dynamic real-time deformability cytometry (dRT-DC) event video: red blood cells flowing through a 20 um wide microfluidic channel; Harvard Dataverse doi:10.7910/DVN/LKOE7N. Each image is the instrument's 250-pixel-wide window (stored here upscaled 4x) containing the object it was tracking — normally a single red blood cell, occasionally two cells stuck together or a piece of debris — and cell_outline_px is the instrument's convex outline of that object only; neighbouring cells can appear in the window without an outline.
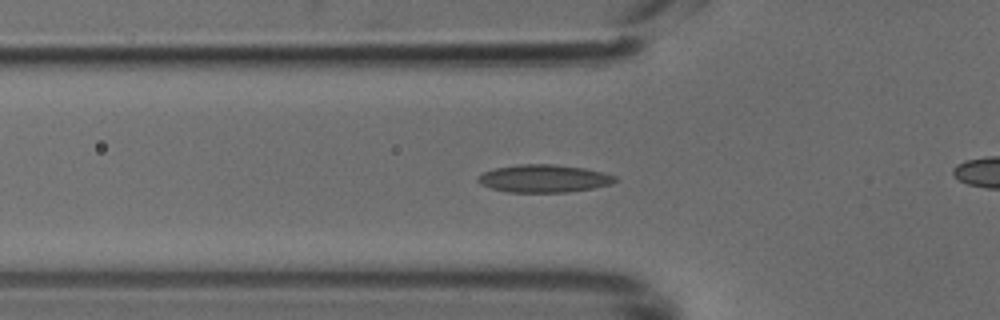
{"species": "common noctule bat (a hibernating species)", "species_latin": "Nyctalus noctula", "temperature_condition": "cold", "stored_images_in_passage": 41, "camera_frame_rate_fps": 3000, "um_per_image_px": 0.085, "animal": {"sex": "male", "body_mass_g": 18.8}, "frame": {"image": 1, "passage_image": 17, "time_ms": 5.333, "image_size_px": [1000, 320], "cell_outline_px": [[616, 180], [612, 184], [592, 188], [568, 192], [508, 192], [492, 188], [480, 184], [476, 180], [484, 172], [496, 168], [520, 164], [552, 164], [584, 168], [616, 176]], "centroid_in_image_um": [46.23, 15.18], "position_along_channel_um": 79.6, "area_um2": 21.91}}
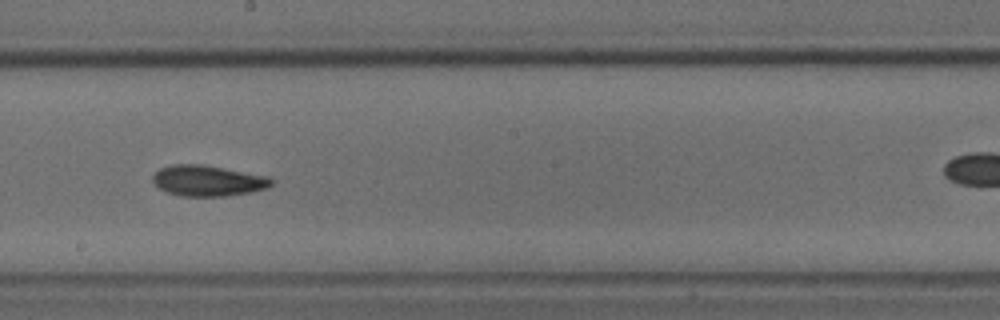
{"frame": {"image": 2, "passage_image": 28, "time_ms": 9.0, "image_size_px": [1000, 320], "cell_outline_px": [[272, 184], [268, 188], [248, 192], [224, 196], [180, 196], [168, 192], [160, 188], [152, 180], [152, 176], [160, 168], [172, 164], [204, 164], [268, 176], [272, 180]], "centroid_in_image_um": [17.66, 15.35], "position_along_channel_um": 230.5, "area_um2": 21.21}}
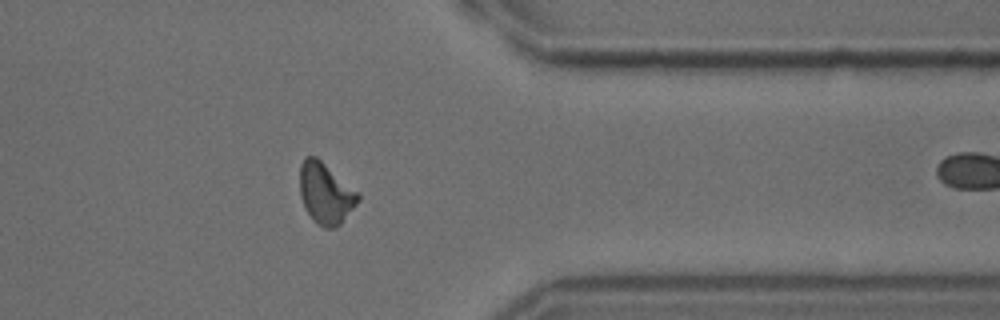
{"frame": {"image": 3, "passage_image": 40, "time_ms": 13.0, "image_size_px": [1000, 320], "cell_outline_px": [[360, 200], [340, 224], [336, 228], [324, 228], [316, 224], [312, 220], [304, 208], [300, 196], [300, 164], [304, 156], [316, 156], [356, 192], [360, 196]], "centroid_in_image_um": [27.63, 16.46], "position_along_channel_um": 383.8, "area_um2": 20.58}}